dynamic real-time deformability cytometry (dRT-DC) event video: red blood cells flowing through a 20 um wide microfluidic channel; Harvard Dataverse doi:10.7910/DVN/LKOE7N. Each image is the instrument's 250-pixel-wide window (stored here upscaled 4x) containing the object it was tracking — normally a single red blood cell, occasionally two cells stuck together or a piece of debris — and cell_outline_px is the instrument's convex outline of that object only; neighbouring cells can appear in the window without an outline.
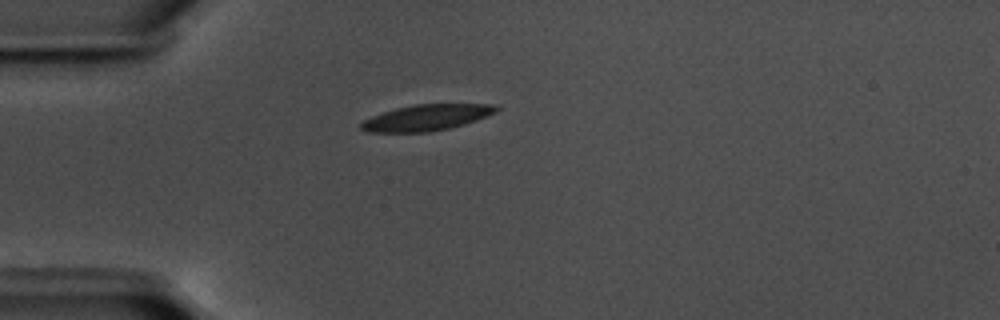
{"species": "common noctule bat (a hibernating species)", "species_latin": "Nyctalus noctula", "temperature_condition": "warm", "stored_images_in_passage": 42, "camera_frame_rate_fps": 3000, "um_per_image_px": 0.085, "animal": {"sex": "male", "body_mass_g": 17.5, "forearm_length_mm": 52.3}, "frame": {"image": 1, "passage_image": 1, "time_ms": 0.0, "image_size_px": [1000, 320], "cell_outline_px": [[500, 108], [496, 112], [476, 120], [464, 124], [448, 128], [428, 132], [368, 132], [360, 128], [360, 124], [364, 120], [372, 116], [396, 108], [416, 104], [496, 104]], "centroid_in_image_um": [36.27, 9.99], "position_along_channel_um": 48.7, "area_um2": 20.35}}
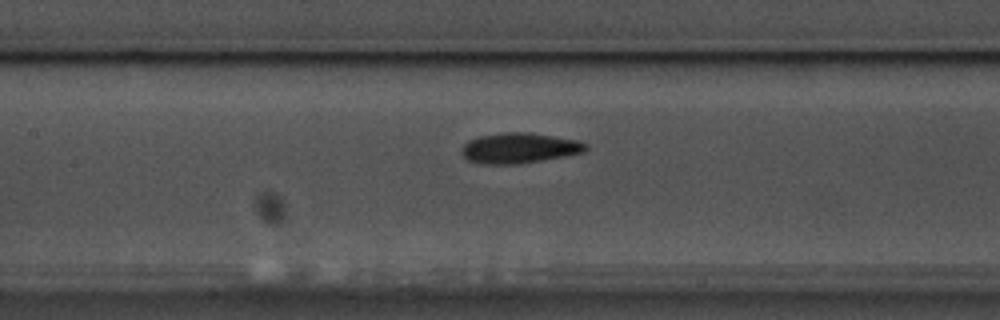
{"frame": {"image": 2, "passage_image": 12, "time_ms": 3.667, "image_size_px": [1000, 320], "cell_outline_px": [[588, 148], [584, 152], [564, 156], [516, 164], [480, 164], [468, 160], [460, 152], [460, 148], [468, 140], [480, 136], [508, 132], [532, 132], [576, 140], [588, 144]], "centroid_in_image_um": [44.11, 12.58], "position_along_channel_um": 163.3, "area_um2": 21.96}}
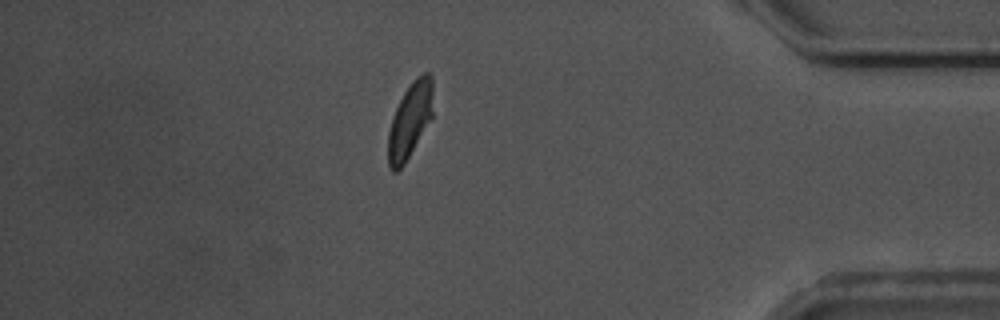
{"frame": {"image": 3, "passage_image": 35, "time_ms": 11.333, "image_size_px": [1000, 320], "cell_outline_px": [[432, 116], [404, 164], [396, 172], [392, 172], [388, 164], [388, 132], [392, 116], [404, 92], [412, 80], [416, 76], [424, 72], [428, 72], [432, 76]], "centroid_in_image_um": [34.83, 10.2], "position_along_channel_um": 400.4, "area_um2": 19.54}, "authors_computed_cell_mechanics": {"area_um2": 20.7213, "velocity_mm_per_s": 3.556, "shape_relaxation_time_tau1_ms": 3.0294, "shape_relaxation_time_tau2_ms": 1.8422, "deformation_change_tau1": 0.1446, "deformation_change_tau2": 0.0665}}